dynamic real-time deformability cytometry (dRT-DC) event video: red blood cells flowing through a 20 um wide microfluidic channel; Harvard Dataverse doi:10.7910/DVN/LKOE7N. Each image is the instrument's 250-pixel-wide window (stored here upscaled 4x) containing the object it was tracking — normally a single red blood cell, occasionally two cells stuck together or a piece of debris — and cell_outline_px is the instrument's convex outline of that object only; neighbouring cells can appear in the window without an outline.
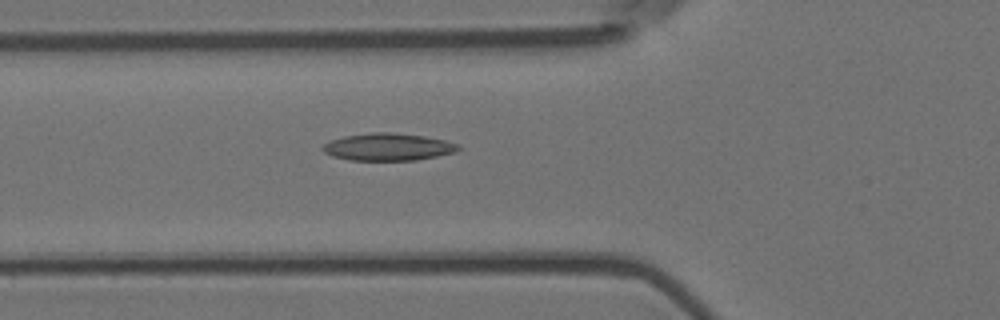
{"species": "Egyptian fruit bat (a non-hibernating species)", "species_latin": "Rousettus aegyptiacus", "temperature_condition": "room temperature", "stored_images_in_passage": 5, "camera_frame_rate_fps": 3000, "um_per_image_px": 0.085, "animal": {"sex": "female"}, "frame": {"image": 1, "passage_image": 5, "time_ms": 1.333, "image_size_px": [1000, 320], "cell_outline_px": [[460, 148], [456, 152], [416, 160], [348, 160], [332, 156], [324, 152], [320, 148], [324, 144], [332, 140], [344, 136], [372, 132], [388, 132], [424, 136], [444, 140], [460, 144]], "centroid_in_image_um": [32.98, 12.49], "position_along_channel_um": 92.8, "area_um2": 21.56}}